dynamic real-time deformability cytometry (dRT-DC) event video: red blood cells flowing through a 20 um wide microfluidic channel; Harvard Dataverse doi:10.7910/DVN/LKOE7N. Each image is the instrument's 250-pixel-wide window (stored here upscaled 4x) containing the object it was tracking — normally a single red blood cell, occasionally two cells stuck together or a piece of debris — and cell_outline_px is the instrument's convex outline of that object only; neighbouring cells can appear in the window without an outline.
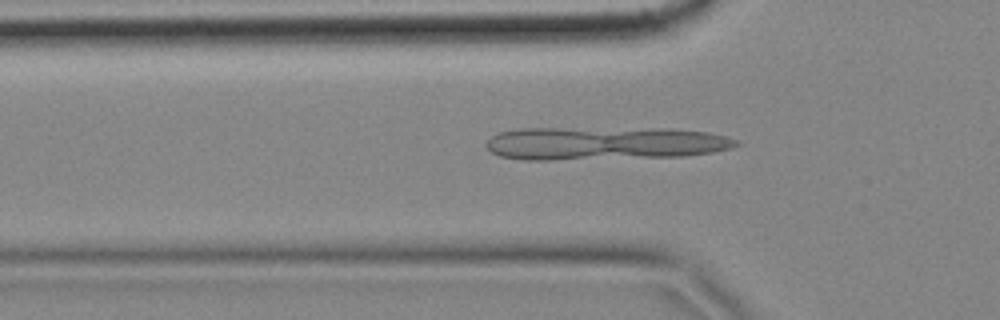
{"species": "common noctule bat (a hibernating species)", "species_latin": "Nyctalus noctula", "temperature_condition": "cold", "stored_images_in_passage": 55, "camera_frame_rate_fps": 3000, "um_per_image_px": 0.085, "animal": {"sex": "female", "body_mass_g": 18.4}, "frame": {"image": 1, "passage_image": 16, "time_ms": 5.0, "image_size_px": [1000, 320], "cell_outline_px": [[740, 144], [732, 148], [712, 152], [684, 156], [552, 160], [524, 160], [500, 156], [492, 152], [484, 144], [496, 132], [520, 128], [668, 128], [708, 132], [724, 136], [736, 140]], "centroid_in_image_um": [51.34, 12.17], "position_along_channel_um": 74.5, "area_um2": 48.67}}